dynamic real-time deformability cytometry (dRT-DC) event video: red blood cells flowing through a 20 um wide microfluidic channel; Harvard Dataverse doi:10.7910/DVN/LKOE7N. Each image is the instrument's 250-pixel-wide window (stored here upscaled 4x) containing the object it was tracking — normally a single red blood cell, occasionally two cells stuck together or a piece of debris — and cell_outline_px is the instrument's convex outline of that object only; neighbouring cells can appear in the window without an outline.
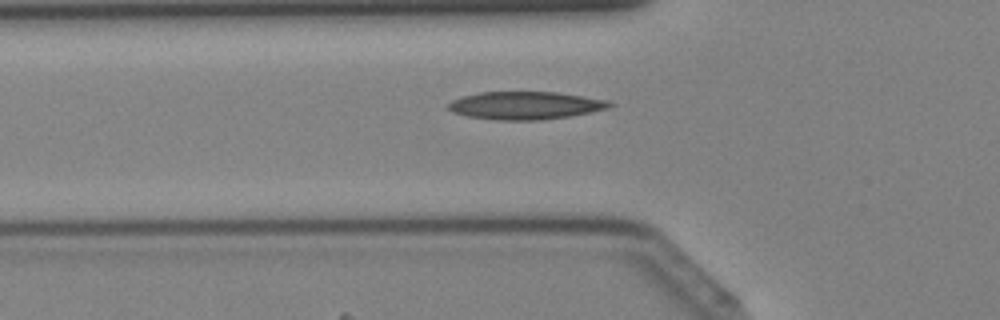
{"species": "Egyptian fruit bat (a non-hibernating species)", "species_latin": "Rousettus aegyptiacus", "temperature_condition": "cold", "stored_images_in_passage": 27, "camera_frame_rate_fps": 3000, "um_per_image_px": 0.085, "animal": {"sex": "female"}, "frame": {"image": 1, "passage_image": 2, "time_ms": 0.333, "image_size_px": [1000, 320], "cell_outline_px": [[616, 104], [608, 108], [572, 116], [540, 120], [496, 120], [468, 116], [452, 112], [448, 108], [448, 104], [452, 100], [464, 96], [480, 92], [556, 92], [584, 96], [608, 100]], "centroid_in_image_um": [44.69, 8.96], "position_along_channel_um": 81.1, "area_um2": 26.18}}
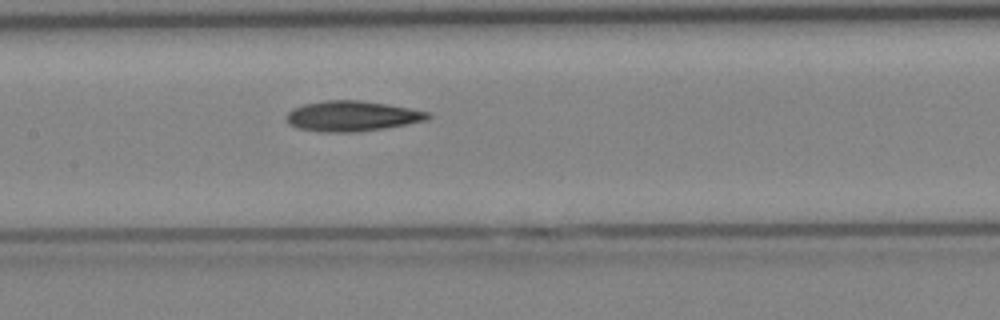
{"frame": {"image": 2, "passage_image": 8, "time_ms": 2.333, "image_size_px": [1000, 320], "cell_outline_px": [[432, 116], [428, 120], [408, 124], [384, 128], [356, 132], [320, 132], [300, 128], [292, 124], [288, 120], [288, 112], [292, 108], [304, 104], [324, 100], [360, 100], [388, 104], [428, 112]], "centroid_in_image_um": [29.96, 9.86], "position_along_channel_um": 177.4, "area_um2": 24.85}}
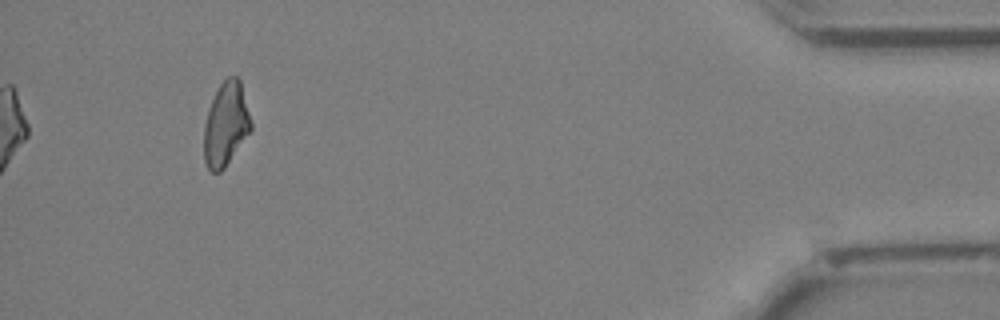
{"frame": {"image": 3, "passage_image": 27, "time_ms": 8.667, "image_size_px": [1000, 320], "cell_outline_px": [[252, 128], [224, 168], [220, 172], [212, 172], [208, 168], [204, 160], [204, 124], [212, 100], [220, 84], [228, 76], [236, 76], [240, 80], [252, 124]], "centroid_in_image_um": [19.19, 10.56], "position_along_channel_um": 416.0, "area_um2": 22.54}}